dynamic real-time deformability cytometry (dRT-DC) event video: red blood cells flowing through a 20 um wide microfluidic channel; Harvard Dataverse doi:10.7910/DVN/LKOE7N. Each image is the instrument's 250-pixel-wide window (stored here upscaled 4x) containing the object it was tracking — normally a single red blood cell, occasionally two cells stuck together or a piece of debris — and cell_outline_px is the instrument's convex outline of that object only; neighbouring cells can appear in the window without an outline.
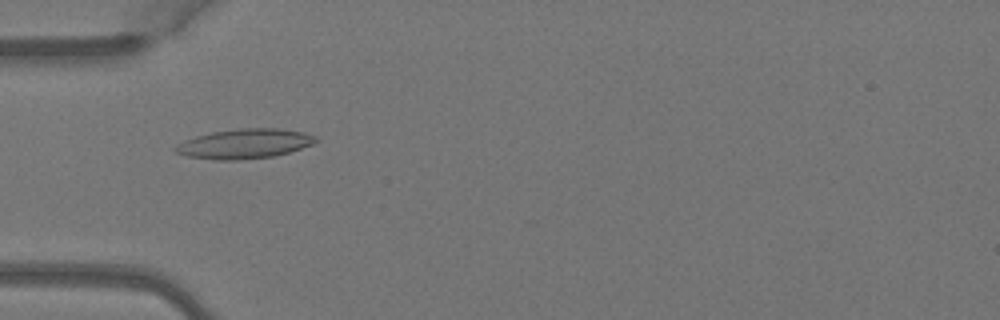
{"species": "Egyptian fruit bat (a non-hibernating species)", "species_latin": "Rousettus aegyptiacus", "temperature_condition": "warm", "stored_images_in_passage": 3, "camera_frame_rate_fps": 3000, "um_per_image_px": 0.085, "animal": {"sex": "female"}, "frame": {"image": 1, "passage_image": 1, "time_ms": 0.0, "image_size_px": [1000, 320], "cell_outline_px": [[316, 140], [312, 144], [288, 152], [272, 156], [240, 160], [212, 160], [188, 156], [176, 152], [172, 148], [176, 144], [184, 140], [196, 136], [212, 132], [240, 128], [276, 128], [304, 132], [316, 136]], "centroid_in_image_um": [20.73, 12.22], "position_along_channel_um": 64.3, "area_um2": 24.16}}
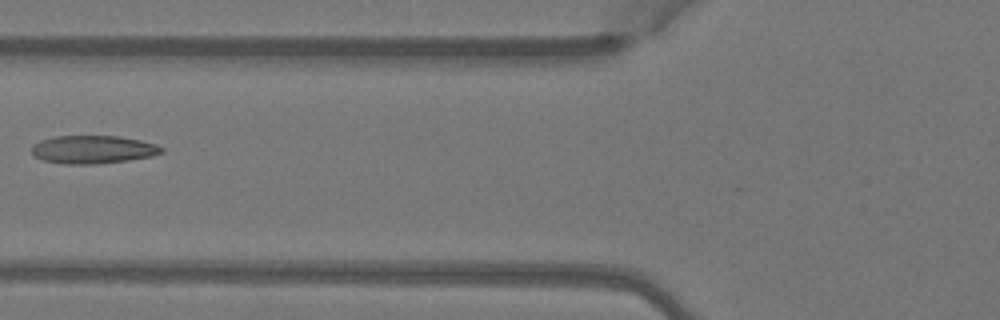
{"frame": {"image": 2, "passage_image": 2, "time_ms": 0.333, "image_size_px": [1000, 320], "cell_outline_px": [[164, 152], [152, 156], [128, 160], [100, 164], [64, 164], [44, 160], [36, 156], [32, 152], [32, 144], [40, 140], [56, 136], [120, 136], [140, 140], [156, 144], [164, 148]], "centroid_in_image_um": [7.93, 12.71], "position_along_channel_um": 117.9, "area_um2": 21.33}}
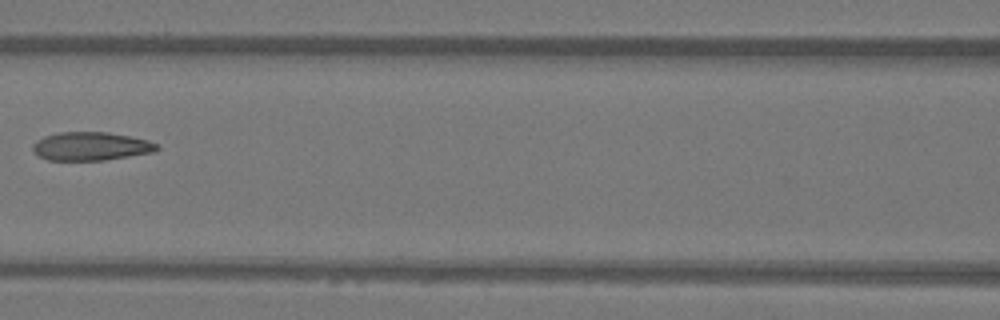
{"frame": {"image": 3, "passage_image": 3, "time_ms": 0.667, "image_size_px": [1000, 320], "cell_outline_px": [[160, 148], [156, 152], [104, 160], [48, 160], [40, 156], [32, 148], [32, 144], [36, 140], [44, 136], [56, 132], [108, 132], [148, 140], [156, 144]], "centroid_in_image_um": [7.73, 12.43], "position_along_channel_um": 158.9, "area_um2": 20.58}}